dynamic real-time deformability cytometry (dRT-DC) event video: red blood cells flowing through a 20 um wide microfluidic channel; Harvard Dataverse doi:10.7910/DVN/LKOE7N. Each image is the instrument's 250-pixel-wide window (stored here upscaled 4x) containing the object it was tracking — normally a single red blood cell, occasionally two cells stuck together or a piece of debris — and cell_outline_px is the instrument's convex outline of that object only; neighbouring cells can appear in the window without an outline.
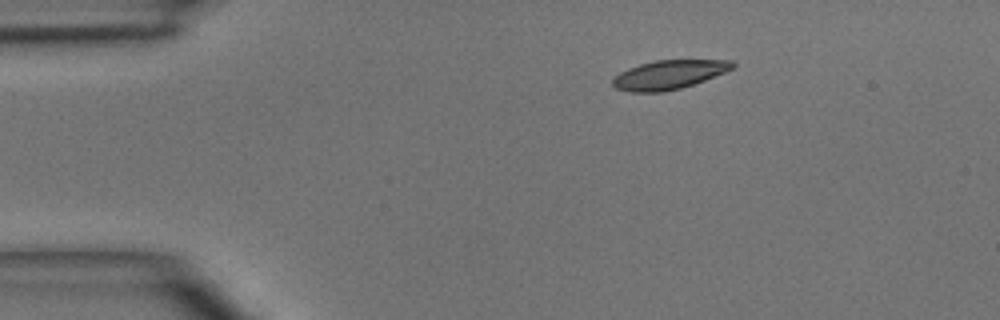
{"species": "common noctule bat (a hibernating species)", "species_latin": "Nyctalus noctula", "temperature_condition": "room temperature", "stored_images_in_passage": 3, "camera_frame_rate_fps": 3000, "um_per_image_px": 0.085, "animal": {"sex": "male", "body_mass_g": 15.6}, "frame": {"image": 1, "passage_image": 1, "time_ms": 0.0, "image_size_px": [1000, 320], "cell_outline_px": [[736, 64], [732, 68], [724, 72], [704, 80], [680, 88], [664, 92], [628, 92], [616, 88], [612, 84], [612, 80], [620, 72], [628, 68], [640, 64], [656, 60], [732, 60]], "centroid_in_image_um": [56.83, 6.35], "position_along_channel_um": 28.2, "area_um2": 20.06}}
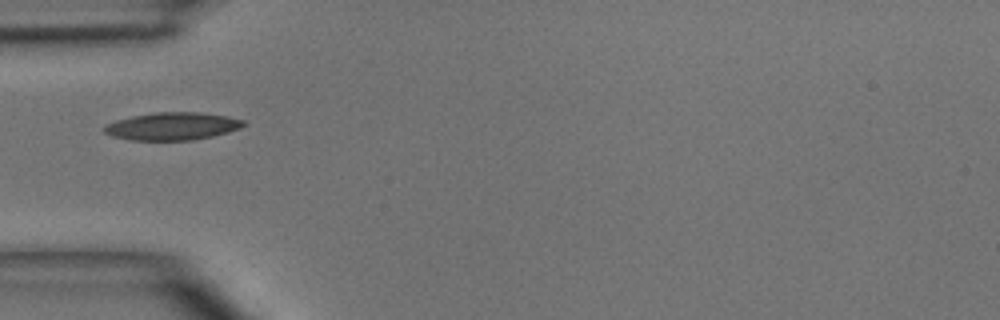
{"frame": {"image": 2, "passage_image": 3, "time_ms": 2.333, "image_size_px": [1000, 320], "cell_outline_px": [[244, 124], [240, 128], [228, 132], [212, 136], [192, 140], [132, 140], [112, 136], [104, 132], [100, 128], [104, 124], [116, 120], [132, 116], [156, 112], [200, 112], [228, 116], [244, 120]], "centroid_in_image_um": [14.6, 10.72], "position_along_channel_um": 70.4, "area_um2": 22.54}}